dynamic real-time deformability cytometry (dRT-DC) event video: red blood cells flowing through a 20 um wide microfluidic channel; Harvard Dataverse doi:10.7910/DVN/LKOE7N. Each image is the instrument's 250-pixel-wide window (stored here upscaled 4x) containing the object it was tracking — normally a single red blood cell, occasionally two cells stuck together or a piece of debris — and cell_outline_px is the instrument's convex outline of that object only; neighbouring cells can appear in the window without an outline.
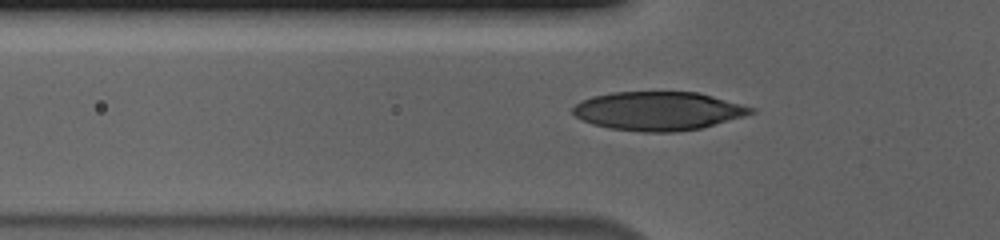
{"species": "human", "species_latin": "Homo sapiens", "temperature_condition": "cold", "stored_images_in_passage": 45, "camera_frame_rate_fps": 3000, "um_per_image_px": 0.085, "donor": {"sex": "male"}, "frame": {"image": 1, "passage_image": 14, "time_ms": 4.333, "image_size_px": [1000, 240], "cell_outline_px": [[756, 112], [744, 116], [700, 128], [676, 132], [644, 132], [608, 128], [592, 124], [576, 116], [572, 112], [572, 108], [580, 100], [592, 96], [612, 92], [696, 92], [712, 96], [756, 108]], "centroid_in_image_um": [55.93, 9.43], "position_along_channel_um": 69.9, "area_um2": 40.06}}
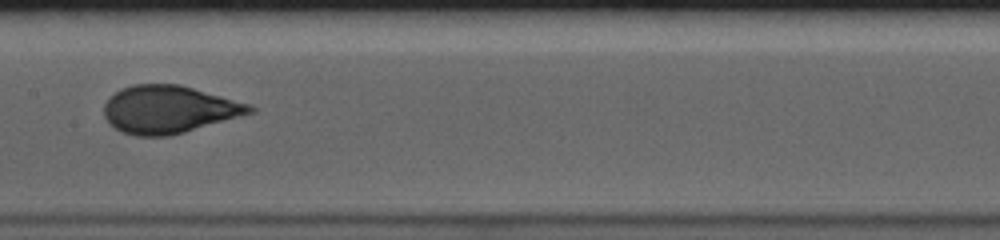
{"frame": {"image": 2, "passage_image": 24, "time_ms": 7.667, "image_size_px": [1000, 240], "cell_outline_px": [[256, 112], [184, 132], [168, 136], [136, 136], [124, 132], [116, 128], [104, 116], [104, 104], [108, 96], [120, 88], [132, 84], [180, 84], [252, 104], [256, 108]], "centroid_in_image_um": [14.37, 9.28], "position_along_channel_um": 193.0, "area_um2": 40.69}}
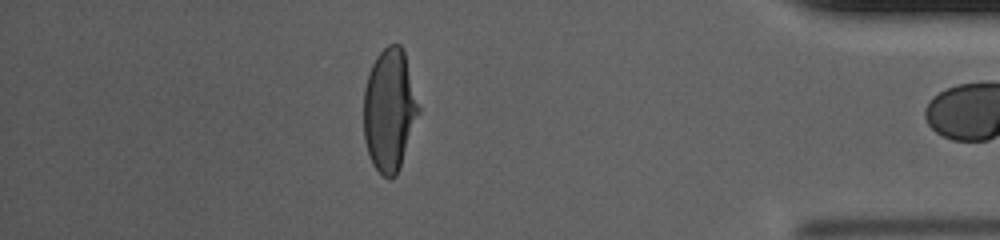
{"frame": {"image": 3, "passage_image": 44, "time_ms": 14.333, "image_size_px": [1000, 240], "cell_outline_px": [[420, 112], [400, 168], [396, 176], [388, 180], [372, 164], [364, 140], [364, 88], [368, 72], [376, 56], [388, 44], [400, 44], [404, 52], [420, 108]], "centroid_in_image_um": [33.1, 9.36], "position_along_channel_um": 402.1, "area_um2": 39.36}}